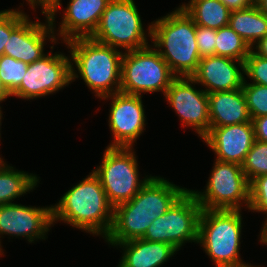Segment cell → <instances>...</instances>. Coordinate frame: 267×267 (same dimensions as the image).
I'll return each instance as SVG.
<instances>
[{
    "label": "cell",
    "mask_w": 267,
    "mask_h": 267,
    "mask_svg": "<svg viewBox=\"0 0 267 267\" xmlns=\"http://www.w3.org/2000/svg\"><path fill=\"white\" fill-rule=\"evenodd\" d=\"M244 75L251 80L249 83L267 86V59L250 50L244 62Z\"/></svg>",
    "instance_id": "f1b7e54d"
},
{
    "label": "cell",
    "mask_w": 267,
    "mask_h": 267,
    "mask_svg": "<svg viewBox=\"0 0 267 267\" xmlns=\"http://www.w3.org/2000/svg\"><path fill=\"white\" fill-rule=\"evenodd\" d=\"M150 41L176 77H191L196 72L201 59L196 24L180 6L151 22Z\"/></svg>",
    "instance_id": "277c9868"
},
{
    "label": "cell",
    "mask_w": 267,
    "mask_h": 267,
    "mask_svg": "<svg viewBox=\"0 0 267 267\" xmlns=\"http://www.w3.org/2000/svg\"><path fill=\"white\" fill-rule=\"evenodd\" d=\"M251 48L229 25L216 30L215 55L245 62Z\"/></svg>",
    "instance_id": "cb8c5ba5"
},
{
    "label": "cell",
    "mask_w": 267,
    "mask_h": 267,
    "mask_svg": "<svg viewBox=\"0 0 267 267\" xmlns=\"http://www.w3.org/2000/svg\"><path fill=\"white\" fill-rule=\"evenodd\" d=\"M195 85L192 77H176L163 97L178 115L181 126L194 129L202 139L210 130L209 99L208 94Z\"/></svg>",
    "instance_id": "7c38bea8"
},
{
    "label": "cell",
    "mask_w": 267,
    "mask_h": 267,
    "mask_svg": "<svg viewBox=\"0 0 267 267\" xmlns=\"http://www.w3.org/2000/svg\"><path fill=\"white\" fill-rule=\"evenodd\" d=\"M62 44L70 49L71 82L83 79L99 99L120 92L123 51L91 37L74 38Z\"/></svg>",
    "instance_id": "3957f363"
},
{
    "label": "cell",
    "mask_w": 267,
    "mask_h": 267,
    "mask_svg": "<svg viewBox=\"0 0 267 267\" xmlns=\"http://www.w3.org/2000/svg\"><path fill=\"white\" fill-rule=\"evenodd\" d=\"M254 5L267 16V0H254Z\"/></svg>",
    "instance_id": "74e56055"
},
{
    "label": "cell",
    "mask_w": 267,
    "mask_h": 267,
    "mask_svg": "<svg viewBox=\"0 0 267 267\" xmlns=\"http://www.w3.org/2000/svg\"><path fill=\"white\" fill-rule=\"evenodd\" d=\"M228 25L252 48L267 35V16L254 4L230 13Z\"/></svg>",
    "instance_id": "7402d4cb"
},
{
    "label": "cell",
    "mask_w": 267,
    "mask_h": 267,
    "mask_svg": "<svg viewBox=\"0 0 267 267\" xmlns=\"http://www.w3.org/2000/svg\"><path fill=\"white\" fill-rule=\"evenodd\" d=\"M0 158V206L16 203L15 199L24 196L38 187L40 177L8 165Z\"/></svg>",
    "instance_id": "44dd1931"
},
{
    "label": "cell",
    "mask_w": 267,
    "mask_h": 267,
    "mask_svg": "<svg viewBox=\"0 0 267 267\" xmlns=\"http://www.w3.org/2000/svg\"><path fill=\"white\" fill-rule=\"evenodd\" d=\"M187 190L164 177L152 176L130 201L114 208L105 242L113 246L143 238L152 221L166 213Z\"/></svg>",
    "instance_id": "6da1fadb"
},
{
    "label": "cell",
    "mask_w": 267,
    "mask_h": 267,
    "mask_svg": "<svg viewBox=\"0 0 267 267\" xmlns=\"http://www.w3.org/2000/svg\"><path fill=\"white\" fill-rule=\"evenodd\" d=\"M261 266H262V265H260V266H259V265H257V266L255 265V266H253V264H252V265H249V266H247V267H261Z\"/></svg>",
    "instance_id": "b9f144b4"
},
{
    "label": "cell",
    "mask_w": 267,
    "mask_h": 267,
    "mask_svg": "<svg viewBox=\"0 0 267 267\" xmlns=\"http://www.w3.org/2000/svg\"><path fill=\"white\" fill-rule=\"evenodd\" d=\"M62 0H35V9L40 8L46 10L50 21H55L57 13L62 7Z\"/></svg>",
    "instance_id": "1f68e13d"
},
{
    "label": "cell",
    "mask_w": 267,
    "mask_h": 267,
    "mask_svg": "<svg viewBox=\"0 0 267 267\" xmlns=\"http://www.w3.org/2000/svg\"><path fill=\"white\" fill-rule=\"evenodd\" d=\"M143 24L134 0H111L90 37L123 52L138 50L150 45L151 23L147 29Z\"/></svg>",
    "instance_id": "8992f818"
},
{
    "label": "cell",
    "mask_w": 267,
    "mask_h": 267,
    "mask_svg": "<svg viewBox=\"0 0 267 267\" xmlns=\"http://www.w3.org/2000/svg\"><path fill=\"white\" fill-rule=\"evenodd\" d=\"M249 211L266 214L264 220H267V174L255 178L250 183Z\"/></svg>",
    "instance_id": "f546056e"
},
{
    "label": "cell",
    "mask_w": 267,
    "mask_h": 267,
    "mask_svg": "<svg viewBox=\"0 0 267 267\" xmlns=\"http://www.w3.org/2000/svg\"><path fill=\"white\" fill-rule=\"evenodd\" d=\"M112 247L123 250L116 267H161L178 252L170 244L143 238L117 243Z\"/></svg>",
    "instance_id": "d6986e66"
},
{
    "label": "cell",
    "mask_w": 267,
    "mask_h": 267,
    "mask_svg": "<svg viewBox=\"0 0 267 267\" xmlns=\"http://www.w3.org/2000/svg\"><path fill=\"white\" fill-rule=\"evenodd\" d=\"M20 7L0 10V56L4 54L11 32L28 16Z\"/></svg>",
    "instance_id": "83f0119b"
},
{
    "label": "cell",
    "mask_w": 267,
    "mask_h": 267,
    "mask_svg": "<svg viewBox=\"0 0 267 267\" xmlns=\"http://www.w3.org/2000/svg\"><path fill=\"white\" fill-rule=\"evenodd\" d=\"M217 160L242 165L255 141L253 122L210 127L202 138Z\"/></svg>",
    "instance_id": "2e32d148"
},
{
    "label": "cell",
    "mask_w": 267,
    "mask_h": 267,
    "mask_svg": "<svg viewBox=\"0 0 267 267\" xmlns=\"http://www.w3.org/2000/svg\"><path fill=\"white\" fill-rule=\"evenodd\" d=\"M142 97L118 92L100 98L111 99L108 126L113 139L108 147H133L143 135L147 123Z\"/></svg>",
    "instance_id": "4fadbf2b"
},
{
    "label": "cell",
    "mask_w": 267,
    "mask_h": 267,
    "mask_svg": "<svg viewBox=\"0 0 267 267\" xmlns=\"http://www.w3.org/2000/svg\"><path fill=\"white\" fill-rule=\"evenodd\" d=\"M243 82L242 90L251 119L267 115V86Z\"/></svg>",
    "instance_id": "484cf974"
},
{
    "label": "cell",
    "mask_w": 267,
    "mask_h": 267,
    "mask_svg": "<svg viewBox=\"0 0 267 267\" xmlns=\"http://www.w3.org/2000/svg\"><path fill=\"white\" fill-rule=\"evenodd\" d=\"M28 68V64L10 56H0V78L12 93L20 84Z\"/></svg>",
    "instance_id": "4316f807"
},
{
    "label": "cell",
    "mask_w": 267,
    "mask_h": 267,
    "mask_svg": "<svg viewBox=\"0 0 267 267\" xmlns=\"http://www.w3.org/2000/svg\"><path fill=\"white\" fill-rule=\"evenodd\" d=\"M263 227H261V232L259 234V240L260 243L263 245H267V220L264 221V223L262 224Z\"/></svg>",
    "instance_id": "8d00e7d4"
},
{
    "label": "cell",
    "mask_w": 267,
    "mask_h": 267,
    "mask_svg": "<svg viewBox=\"0 0 267 267\" xmlns=\"http://www.w3.org/2000/svg\"><path fill=\"white\" fill-rule=\"evenodd\" d=\"M111 0H69L63 9L62 21L56 28L51 21L57 41L61 43L79 37H90L96 30L102 13ZM59 38V39H58Z\"/></svg>",
    "instance_id": "ac0fdd59"
},
{
    "label": "cell",
    "mask_w": 267,
    "mask_h": 267,
    "mask_svg": "<svg viewBox=\"0 0 267 267\" xmlns=\"http://www.w3.org/2000/svg\"><path fill=\"white\" fill-rule=\"evenodd\" d=\"M206 188L191 190L202 209H248L250 183L242 165L214 159Z\"/></svg>",
    "instance_id": "9c48e42d"
},
{
    "label": "cell",
    "mask_w": 267,
    "mask_h": 267,
    "mask_svg": "<svg viewBox=\"0 0 267 267\" xmlns=\"http://www.w3.org/2000/svg\"><path fill=\"white\" fill-rule=\"evenodd\" d=\"M179 6L197 26L217 30L229 23L231 11L220 0H190Z\"/></svg>",
    "instance_id": "603a6c76"
},
{
    "label": "cell",
    "mask_w": 267,
    "mask_h": 267,
    "mask_svg": "<svg viewBox=\"0 0 267 267\" xmlns=\"http://www.w3.org/2000/svg\"><path fill=\"white\" fill-rule=\"evenodd\" d=\"M175 78L167 62L152 44L123 53L121 93L142 96L143 93L162 92L164 95Z\"/></svg>",
    "instance_id": "ba28073f"
},
{
    "label": "cell",
    "mask_w": 267,
    "mask_h": 267,
    "mask_svg": "<svg viewBox=\"0 0 267 267\" xmlns=\"http://www.w3.org/2000/svg\"><path fill=\"white\" fill-rule=\"evenodd\" d=\"M242 210L202 209L198 224V241L215 267H247L242 260Z\"/></svg>",
    "instance_id": "5b68a950"
},
{
    "label": "cell",
    "mask_w": 267,
    "mask_h": 267,
    "mask_svg": "<svg viewBox=\"0 0 267 267\" xmlns=\"http://www.w3.org/2000/svg\"><path fill=\"white\" fill-rule=\"evenodd\" d=\"M196 40L201 58L215 55L216 29L196 25Z\"/></svg>",
    "instance_id": "4dcf8cb0"
},
{
    "label": "cell",
    "mask_w": 267,
    "mask_h": 267,
    "mask_svg": "<svg viewBox=\"0 0 267 267\" xmlns=\"http://www.w3.org/2000/svg\"><path fill=\"white\" fill-rule=\"evenodd\" d=\"M53 224L64 222L90 235L109 234L114 207L109 203L98 177L92 172L52 204Z\"/></svg>",
    "instance_id": "7a4b0ae2"
},
{
    "label": "cell",
    "mask_w": 267,
    "mask_h": 267,
    "mask_svg": "<svg viewBox=\"0 0 267 267\" xmlns=\"http://www.w3.org/2000/svg\"><path fill=\"white\" fill-rule=\"evenodd\" d=\"M0 104H1V102H0ZM2 107L0 106V138H1V126H2V117H3V112H2ZM1 143V142H0Z\"/></svg>",
    "instance_id": "ab89813d"
},
{
    "label": "cell",
    "mask_w": 267,
    "mask_h": 267,
    "mask_svg": "<svg viewBox=\"0 0 267 267\" xmlns=\"http://www.w3.org/2000/svg\"><path fill=\"white\" fill-rule=\"evenodd\" d=\"M230 11L248 8L254 4V0H220Z\"/></svg>",
    "instance_id": "836d02e7"
},
{
    "label": "cell",
    "mask_w": 267,
    "mask_h": 267,
    "mask_svg": "<svg viewBox=\"0 0 267 267\" xmlns=\"http://www.w3.org/2000/svg\"><path fill=\"white\" fill-rule=\"evenodd\" d=\"M53 224L52 205L35 207L11 203L0 206V242L3 235L25 238L30 244L45 240Z\"/></svg>",
    "instance_id": "5bb4252c"
},
{
    "label": "cell",
    "mask_w": 267,
    "mask_h": 267,
    "mask_svg": "<svg viewBox=\"0 0 267 267\" xmlns=\"http://www.w3.org/2000/svg\"><path fill=\"white\" fill-rule=\"evenodd\" d=\"M51 51L41 59L28 64L21 84L12 92V97L34 100L54 94L71 84V59L62 52Z\"/></svg>",
    "instance_id": "8fae6325"
},
{
    "label": "cell",
    "mask_w": 267,
    "mask_h": 267,
    "mask_svg": "<svg viewBox=\"0 0 267 267\" xmlns=\"http://www.w3.org/2000/svg\"><path fill=\"white\" fill-rule=\"evenodd\" d=\"M251 50L255 54L267 59V35L253 45Z\"/></svg>",
    "instance_id": "e575fe53"
},
{
    "label": "cell",
    "mask_w": 267,
    "mask_h": 267,
    "mask_svg": "<svg viewBox=\"0 0 267 267\" xmlns=\"http://www.w3.org/2000/svg\"><path fill=\"white\" fill-rule=\"evenodd\" d=\"M12 93L6 88L3 81L0 78V102H4L7 98H11Z\"/></svg>",
    "instance_id": "d590c367"
},
{
    "label": "cell",
    "mask_w": 267,
    "mask_h": 267,
    "mask_svg": "<svg viewBox=\"0 0 267 267\" xmlns=\"http://www.w3.org/2000/svg\"><path fill=\"white\" fill-rule=\"evenodd\" d=\"M210 127L251 122L242 88L208 94Z\"/></svg>",
    "instance_id": "ffe728a7"
},
{
    "label": "cell",
    "mask_w": 267,
    "mask_h": 267,
    "mask_svg": "<svg viewBox=\"0 0 267 267\" xmlns=\"http://www.w3.org/2000/svg\"><path fill=\"white\" fill-rule=\"evenodd\" d=\"M191 77L207 94L240 89L245 80L244 62L217 55L202 57Z\"/></svg>",
    "instance_id": "e0dca14e"
},
{
    "label": "cell",
    "mask_w": 267,
    "mask_h": 267,
    "mask_svg": "<svg viewBox=\"0 0 267 267\" xmlns=\"http://www.w3.org/2000/svg\"><path fill=\"white\" fill-rule=\"evenodd\" d=\"M255 139L267 143V115L252 120Z\"/></svg>",
    "instance_id": "d6a6232c"
},
{
    "label": "cell",
    "mask_w": 267,
    "mask_h": 267,
    "mask_svg": "<svg viewBox=\"0 0 267 267\" xmlns=\"http://www.w3.org/2000/svg\"><path fill=\"white\" fill-rule=\"evenodd\" d=\"M242 169L249 183L255 178L267 174V143L255 139L247 153Z\"/></svg>",
    "instance_id": "d4e9b609"
},
{
    "label": "cell",
    "mask_w": 267,
    "mask_h": 267,
    "mask_svg": "<svg viewBox=\"0 0 267 267\" xmlns=\"http://www.w3.org/2000/svg\"><path fill=\"white\" fill-rule=\"evenodd\" d=\"M1 244L2 243L0 242V257L3 256V254H4V250H3L2 246H1Z\"/></svg>",
    "instance_id": "60d3db41"
},
{
    "label": "cell",
    "mask_w": 267,
    "mask_h": 267,
    "mask_svg": "<svg viewBox=\"0 0 267 267\" xmlns=\"http://www.w3.org/2000/svg\"><path fill=\"white\" fill-rule=\"evenodd\" d=\"M45 22L30 20L29 15L11 32L5 44L4 55L31 64L41 59L46 52L44 46L48 40L56 44L57 38L46 10H41ZM45 52V53H44Z\"/></svg>",
    "instance_id": "9a60e30c"
},
{
    "label": "cell",
    "mask_w": 267,
    "mask_h": 267,
    "mask_svg": "<svg viewBox=\"0 0 267 267\" xmlns=\"http://www.w3.org/2000/svg\"><path fill=\"white\" fill-rule=\"evenodd\" d=\"M105 148L100 165L91 171L100 180L109 203L115 208L130 201L152 175L141 179L134 147Z\"/></svg>",
    "instance_id": "52a82bcc"
},
{
    "label": "cell",
    "mask_w": 267,
    "mask_h": 267,
    "mask_svg": "<svg viewBox=\"0 0 267 267\" xmlns=\"http://www.w3.org/2000/svg\"><path fill=\"white\" fill-rule=\"evenodd\" d=\"M202 207L191 189L147 228L143 239L172 245L178 251L184 244L198 241V224Z\"/></svg>",
    "instance_id": "30bf717a"
},
{
    "label": "cell",
    "mask_w": 267,
    "mask_h": 267,
    "mask_svg": "<svg viewBox=\"0 0 267 267\" xmlns=\"http://www.w3.org/2000/svg\"><path fill=\"white\" fill-rule=\"evenodd\" d=\"M33 10H35V0H25Z\"/></svg>",
    "instance_id": "f35d334b"
}]
</instances>
